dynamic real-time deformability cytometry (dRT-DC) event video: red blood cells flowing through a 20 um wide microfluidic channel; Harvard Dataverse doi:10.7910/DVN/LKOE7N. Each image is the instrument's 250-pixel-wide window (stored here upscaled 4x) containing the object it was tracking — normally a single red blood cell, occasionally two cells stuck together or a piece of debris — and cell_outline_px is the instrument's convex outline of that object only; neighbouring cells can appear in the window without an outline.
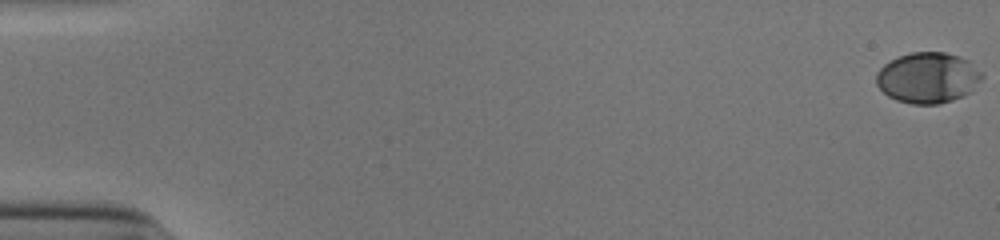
{"species": "human", "species_latin": "Homo sapiens", "temperature_condition": "cold", "stored_images_in_passage": 54, "camera_frame_rate_fps": 3000, "um_per_image_px": 0.085, "donor": {"sex": "male"}, "frame": {"image": 1, "passage_image": 1, "time_ms": 0.0, "image_size_px": [1000, 240], "cell_outline_px": [[984, 76], [972, 92], [964, 96], [940, 104], [912, 104], [896, 100], [888, 96], [876, 84], [876, 72], [888, 60], [912, 52], [944, 52], [960, 56], [968, 60]], "centroid_in_image_um": [78.87, 6.61], "position_along_channel_um": 6.1, "area_um2": 31.44}}
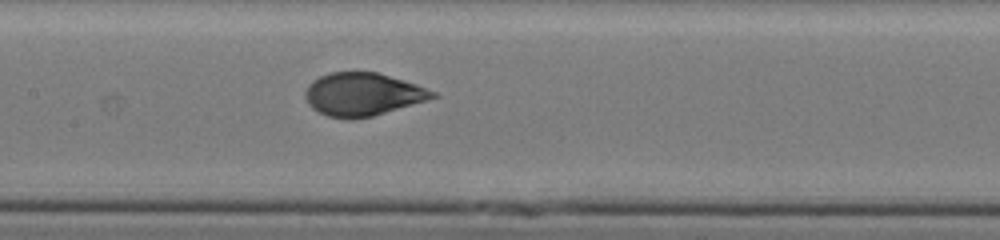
{"frame": {"image": 2, "passage_image": 28, "time_ms": 9.0, "image_size_px": [1000, 240], "cell_outline_px": [[440, 96], [372, 116], [352, 120], [348, 120], [328, 116], [312, 108], [308, 104], [304, 96], [304, 92], [308, 84], [312, 80], [320, 76], [332, 72], [376, 72], [416, 84], [436, 92]], "centroid_in_image_um": [30.79, 8.02], "position_along_channel_um": 176.6, "area_um2": 31.85}}
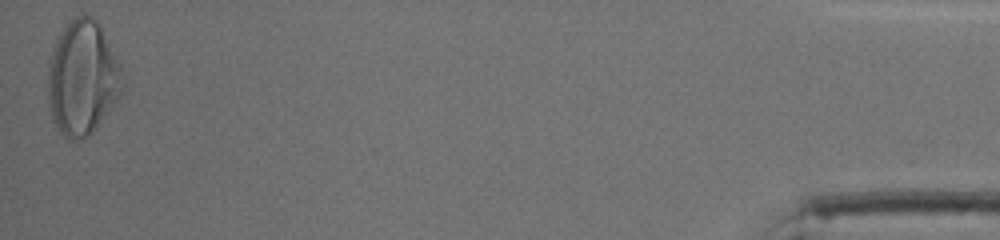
{"frame": {"image": 3, "passage_image": 54, "time_ms": 17.667, "image_size_px": [1000, 240], "cell_outline_px": [[124, 84], [120, 96], [112, 108], [96, 128], [80, 140], [68, 140], [60, 132], [52, 116], [48, 104], [48, 64], [56, 44], [68, 20], [76, 16], [92, 16], [100, 24], [120, 64], [124, 76]], "centroid_in_image_um": [7.04, 6.64], "position_along_channel_um": 428.2, "area_um2": 49.65}, "authors_computed_cell_mechanics": {"area_um2": 31.8767, "velocity_mm_per_s": 3.9088, "shape_relaxation_time_tau1_ms": 4.6556, "shape_relaxation_time_tau2_ms": null, "deformation_change_tau1": 0.1877, "deformation_change_tau2": null}}